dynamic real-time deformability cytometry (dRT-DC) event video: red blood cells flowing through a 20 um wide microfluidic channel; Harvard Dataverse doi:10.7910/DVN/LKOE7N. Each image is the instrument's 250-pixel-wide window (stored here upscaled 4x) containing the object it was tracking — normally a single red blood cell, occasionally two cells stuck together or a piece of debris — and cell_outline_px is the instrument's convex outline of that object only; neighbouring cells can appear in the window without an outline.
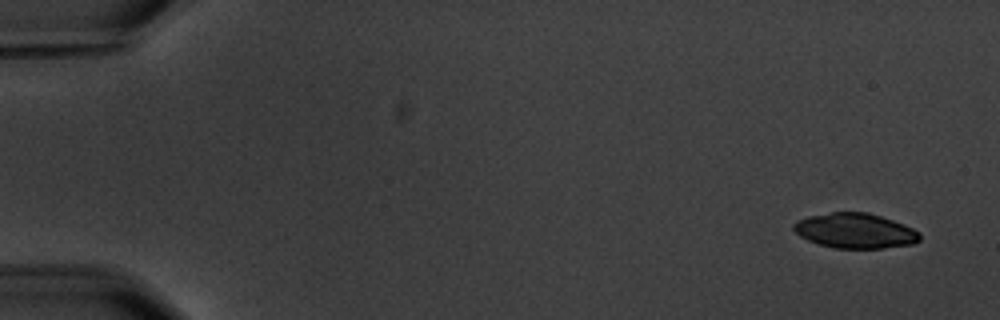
{"species": "common noctule bat (a hibernating species)", "species_latin": "Nyctalus noctula", "temperature_condition": "warm", "stored_images_in_passage": 5, "camera_frame_rate_fps": 3000, "um_per_image_px": 0.085, "animal": {"sex": "male", "body_mass_g": 20.1, "forearm_length_mm": 53.5}, "frame": {"image": 1, "passage_image": 1, "time_ms": 0.0, "image_size_px": [1000, 320], "cell_outline_px": [[920, 240], [916, 244], [884, 248], [832, 248], [808, 240], [800, 236], [792, 228], [792, 224], [796, 220], [808, 216], [832, 212], [868, 212], [904, 224], [920, 232]], "centroid_in_image_um": [72.69, 19.62], "position_along_channel_um": 12.3, "area_um2": 25.89}}
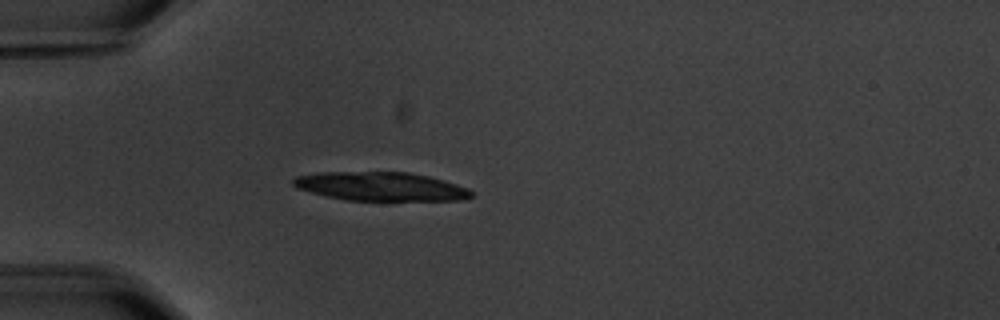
{"frame": {"image": 2, "passage_image": 5, "time_ms": 4.667, "image_size_px": [1000, 320], "cell_outline_px": [[472, 196], [464, 200], [344, 200], [324, 196], [296, 188], [292, 184], [292, 180], [296, 176], [316, 172], [408, 172], [428, 176], [444, 180], [468, 188], [472, 192]], "centroid_in_image_um": [32.32, 15.84], "position_along_channel_um": 52.7, "area_um2": 29.94}}